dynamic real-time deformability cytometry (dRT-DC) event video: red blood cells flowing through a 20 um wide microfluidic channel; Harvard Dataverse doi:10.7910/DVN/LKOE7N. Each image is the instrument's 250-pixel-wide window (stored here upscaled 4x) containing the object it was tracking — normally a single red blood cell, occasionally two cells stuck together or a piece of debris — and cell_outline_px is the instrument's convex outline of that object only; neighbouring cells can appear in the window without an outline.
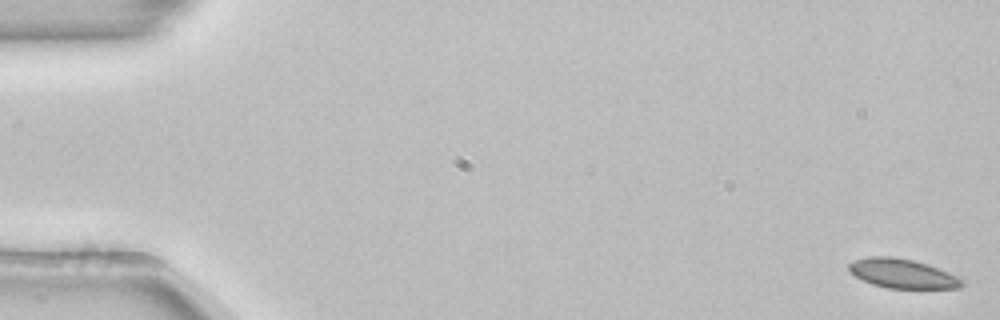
{"species": "common noctule bat (a hibernating species)", "species_latin": "Nyctalus noctula", "temperature_condition": "room temperature", "stored_images_in_passage": 53, "camera_frame_rate_fps": 3000, "um_per_image_px": 0.085, "animal": {"sex": "female", "body_mass_g": 22.7, "forearm_length_mm": 54.2}, "frame": {"image": 1, "passage_image": 1, "time_ms": 0.0, "image_size_px": [1000, 320], "cell_outline_px": [[968, 280], [960, 288], [888, 288], [872, 284], [856, 276], [848, 268], [848, 264], [852, 260], [868, 256], [892, 256], [912, 260], [928, 264]], "centroid_in_image_um": [76.75, 23.24], "position_along_channel_um": 8.3, "area_um2": 19.42}}
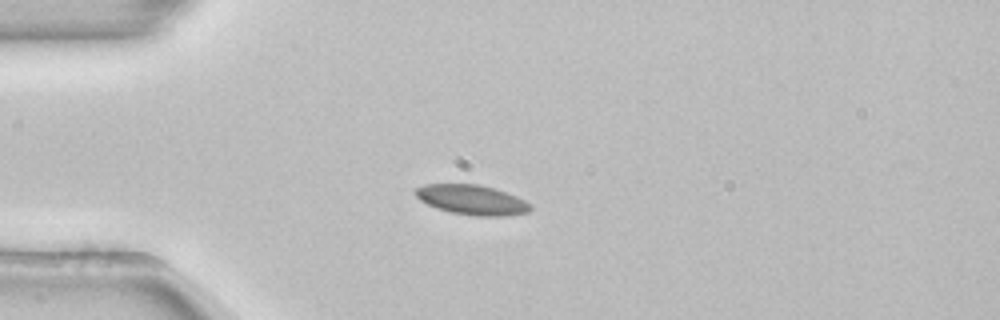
{"frame": {"image": 2, "passage_image": 14, "time_ms": 4.333, "image_size_px": [1000, 320], "cell_outline_px": [[532, 208], [528, 212], [508, 216], [476, 216], [452, 212], [436, 208], [420, 200], [412, 192], [416, 188], [424, 184], [476, 184], [492, 188], [516, 196], [532, 204]], "centroid_in_image_um": [40.1, 16.99], "position_along_channel_um": 44.9, "area_um2": 19.94}}
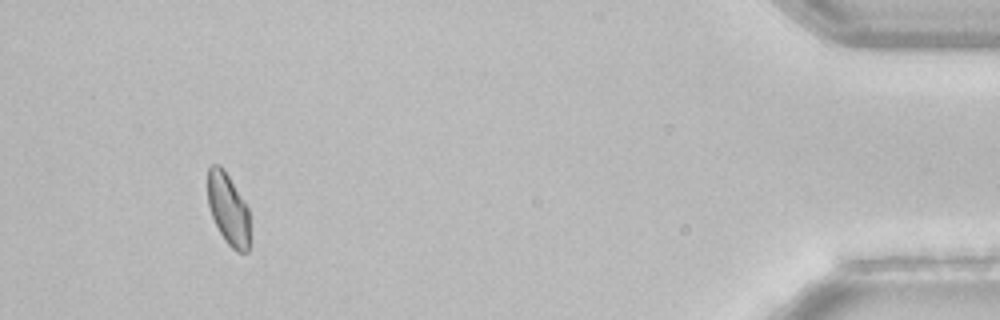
{"frame": {"image": 3, "passage_image": 50, "time_ms": 16.333, "image_size_px": [1000, 320], "cell_outline_px": [[248, 252], [236, 252], [224, 240], [212, 216], [208, 204], [208, 168], [212, 164], [220, 164], [228, 176], [248, 208]], "centroid_in_image_um": [19.37, 17.77], "position_along_channel_um": 415.8, "area_um2": 17.17}, "authors_computed_cell_mechanics": {"area_um2": 19.363, "velocity_mm_per_s": 3.8465, "shape_relaxation_time_tau1_ms": null, "shape_relaxation_time_tau2_ms": 7.451, "deformation_change_tau1": null, "deformation_change_tau2": 0.0965}}